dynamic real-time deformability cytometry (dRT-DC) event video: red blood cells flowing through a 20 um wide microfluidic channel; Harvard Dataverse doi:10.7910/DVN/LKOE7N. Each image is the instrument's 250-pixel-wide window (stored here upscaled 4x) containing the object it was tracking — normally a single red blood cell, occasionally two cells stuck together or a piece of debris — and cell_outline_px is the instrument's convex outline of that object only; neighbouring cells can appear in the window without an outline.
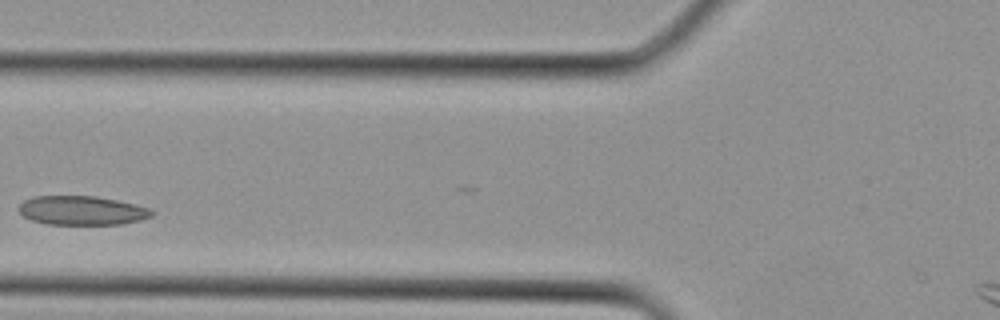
{"species": "Egyptian fruit bat (a non-hibernating species)", "species_latin": "Rousettus aegyptiacus", "temperature_condition": "cold", "stored_images_in_passage": 5, "segment_of_instrument_passage": [1, 2], "camera_frame_rate_fps": 3000, "um_per_image_px": 0.085, "animal": {"sex": "female"}, "frame": {"image": 1, "passage_image": 2, "time_ms": 0.333, "image_size_px": [1000, 320], "cell_outline_px": [[156, 212], [152, 216], [140, 220], [120, 224], [48, 224], [32, 220], [24, 216], [16, 208], [24, 200], [32, 196], [96, 196], [136, 204], [152, 208]], "centroid_in_image_um": [6.98, 17.88], "position_along_channel_um": 118.8, "area_um2": 22.66}}
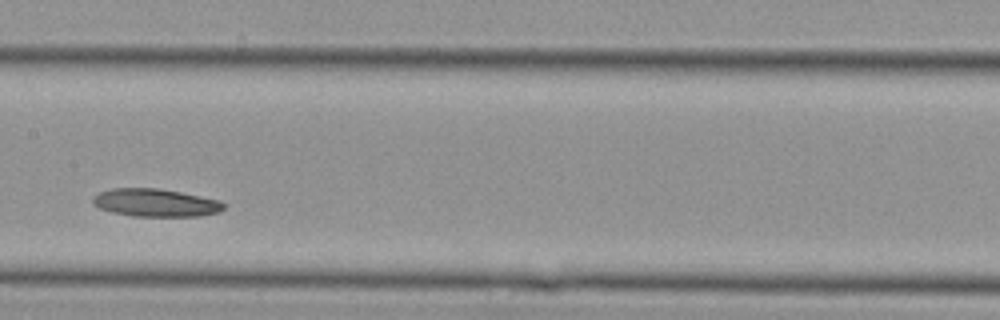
{"frame": {"image": 2, "passage_image": 4, "time_ms": 1.0, "image_size_px": [1000, 320], "cell_outline_px": [[228, 204], [220, 212], [200, 216], [132, 216], [112, 212], [100, 208], [92, 204], [92, 196], [100, 192], [112, 188], [160, 188], [220, 200]], "centroid_in_image_um": [13.24, 17.23], "position_along_channel_um": 194.2, "area_um2": 21.44}}